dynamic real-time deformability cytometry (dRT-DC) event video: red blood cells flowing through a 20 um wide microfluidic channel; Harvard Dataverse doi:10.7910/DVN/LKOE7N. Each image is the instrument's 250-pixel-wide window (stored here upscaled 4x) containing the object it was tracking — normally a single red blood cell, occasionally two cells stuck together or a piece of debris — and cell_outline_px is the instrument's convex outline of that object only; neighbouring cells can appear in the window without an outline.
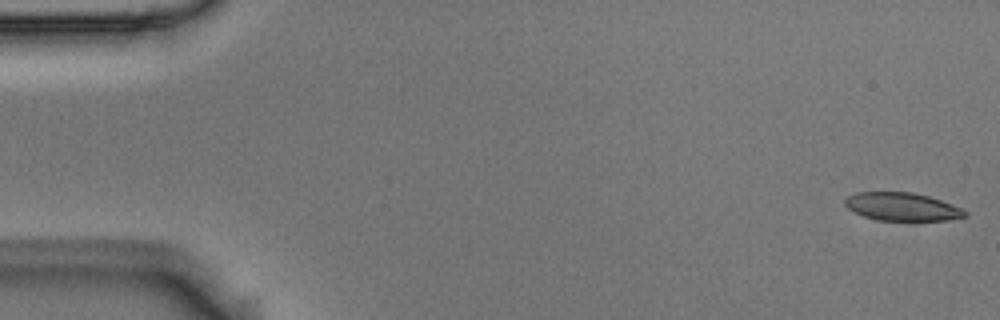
{"species": "Egyptian fruit bat (a non-hibernating species)", "species_latin": "Rousettus aegyptiacus", "temperature_condition": "room temperature", "stored_images_in_passage": 54, "camera_frame_rate_fps": 3000, "um_per_image_px": 0.085, "animal": {"sex": "male"}, "frame": {"image": 1, "passage_image": 1, "time_ms": 0.0, "image_size_px": [1000, 320], "cell_outline_px": [[968, 216], [948, 220], [876, 220], [852, 212], [844, 204], [844, 200], [848, 196], [856, 192], [912, 192], [928, 196], [952, 204], [968, 212]], "centroid_in_image_um": [76.66, 17.57], "position_along_channel_um": 8.3, "area_um2": 19.65}}
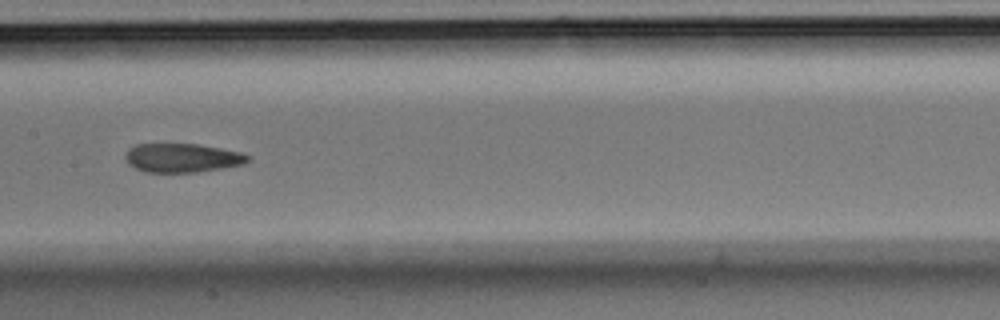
{"frame": {"image": 2, "passage_image": 27, "time_ms": 8.667, "image_size_px": [1000, 320], "cell_outline_px": [[252, 160], [244, 164], [196, 172], [144, 172], [128, 164], [124, 156], [128, 148], [136, 144], [200, 144], [240, 152], [252, 156]], "centroid_in_image_um": [15.5, 13.41], "position_along_channel_um": 191.9, "area_um2": 20.75}}
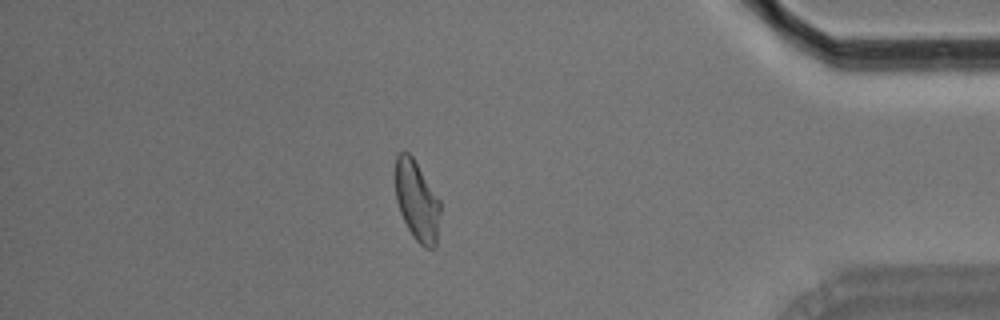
{"frame": {"image": 3, "passage_image": 47, "time_ms": 15.333, "image_size_px": [1000, 320], "cell_outline_px": [[440, 212], [436, 244], [432, 248], [424, 248], [412, 236], [400, 212], [396, 200], [396, 156], [400, 152], [408, 152], [412, 156], [440, 200]], "centroid_in_image_um": [35.44, 17.09], "position_along_channel_um": 399.8, "area_um2": 20.69}, "authors_computed_cell_mechanics": {"area_um2": 21.3282, "velocity_mm_per_s": 3.6795, "shape_relaxation_time_tau1_ms": null, "shape_relaxation_time_tau2_ms": 3.127, "deformation_change_tau1": null, "deformation_change_tau2": 0.0914}}